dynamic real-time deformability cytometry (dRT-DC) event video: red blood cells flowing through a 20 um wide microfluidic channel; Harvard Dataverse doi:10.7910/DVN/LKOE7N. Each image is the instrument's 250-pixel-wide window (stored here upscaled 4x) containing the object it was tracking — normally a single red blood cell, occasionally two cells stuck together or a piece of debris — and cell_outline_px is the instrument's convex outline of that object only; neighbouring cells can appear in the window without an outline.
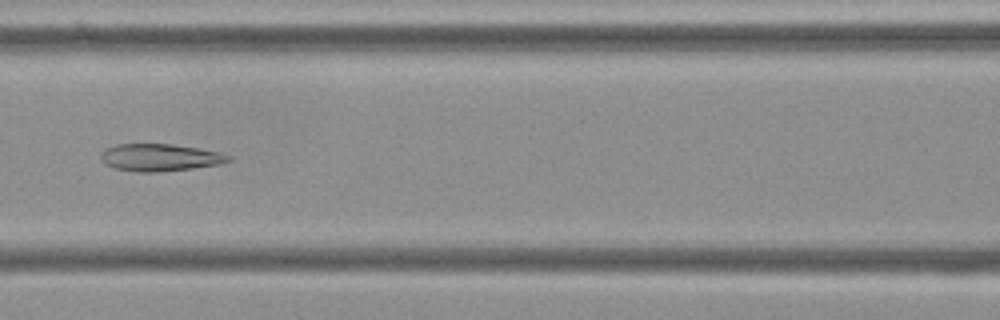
{"species": "Egyptian fruit bat (a non-hibernating species)", "species_latin": "Rousettus aegyptiacus", "temperature_condition": "cold", "stored_images_in_passage": 54, "camera_frame_rate_fps": 3000, "um_per_image_px": 0.085, "frame": {"image": 1, "passage_image": 23, "time_ms": 7.333, "image_size_px": [1000, 320], "cell_outline_px": [[232, 160], [220, 164], [192, 168], [156, 172], [136, 172], [112, 168], [104, 164], [100, 160], [100, 152], [116, 144], [172, 144], [196, 148], [216, 152], [232, 156]], "centroid_in_image_um": [13.53, 13.39], "position_along_channel_um": 153.1, "area_um2": 20.29}}
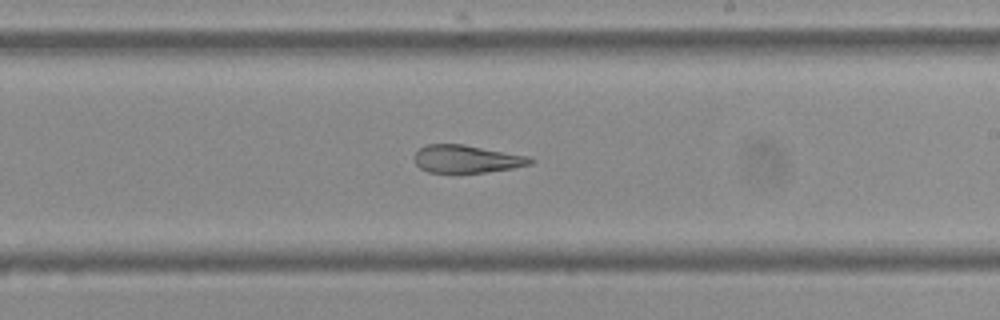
{"frame": {"image": 2, "passage_image": 31, "time_ms": 10.0, "image_size_px": [1000, 320], "cell_outline_px": [[536, 160], [532, 164], [512, 168], [484, 172], [428, 172], [420, 168], [416, 164], [416, 152], [420, 148], [428, 144], [464, 144], [528, 156]], "centroid_in_image_um": [39.7, 13.5], "position_along_channel_um": 249.3, "area_um2": 18.55}}
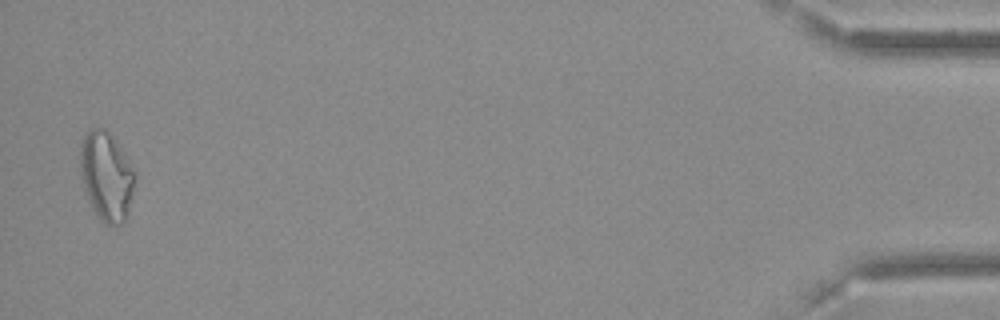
{"frame": {"image": 3, "passage_image": 53, "time_ms": 17.333, "image_size_px": [1000, 320], "cell_outline_px": [[136, 180], [128, 216], [120, 224], [104, 224], [100, 220], [92, 208], [88, 200], [84, 188], [80, 172], [80, 144], [84, 136], [92, 128], [104, 128], [116, 140], [124, 152]], "centroid_in_image_um": [9.04, 14.99], "position_along_channel_um": 426.2, "area_um2": 28.32}, "authors_computed_cell_mechanics": {"area_um2": 23.2645, "velocity_mm_per_s": 3.6208, "shape_relaxation_time_tau1_ms": null, "shape_relaxation_time_tau2_ms": 3.1961, "deformation_change_tau1": null, "deformation_change_tau2": 0.11}}